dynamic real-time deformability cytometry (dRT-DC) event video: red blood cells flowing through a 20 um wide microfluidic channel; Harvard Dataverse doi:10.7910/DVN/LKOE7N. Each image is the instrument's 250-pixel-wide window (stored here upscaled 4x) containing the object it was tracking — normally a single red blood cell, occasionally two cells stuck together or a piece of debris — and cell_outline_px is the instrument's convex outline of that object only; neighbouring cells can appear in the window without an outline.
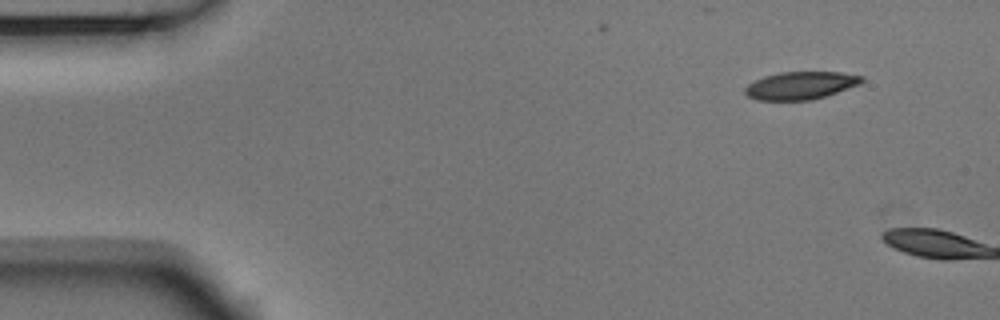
{"species": "Egyptian fruit bat (a non-hibernating species)", "species_latin": "Rousettus aegyptiacus", "temperature_condition": "room temperature", "stored_images_in_passage": 3, "camera_frame_rate_fps": 3000, "um_per_image_px": 0.085, "animal": {"sex": "male"}, "frame": {"image": 1, "passage_image": 1, "time_ms": 0.0, "image_size_px": [1000, 320], "cell_outline_px": [[864, 80], [860, 84], [812, 100], [756, 100], [748, 96], [744, 92], [744, 88], [748, 84], [764, 76], [780, 72], [840, 72], [864, 76]], "centroid_in_image_um": [68.04, 7.26], "position_along_channel_um": 17.0, "area_um2": 18.79}}